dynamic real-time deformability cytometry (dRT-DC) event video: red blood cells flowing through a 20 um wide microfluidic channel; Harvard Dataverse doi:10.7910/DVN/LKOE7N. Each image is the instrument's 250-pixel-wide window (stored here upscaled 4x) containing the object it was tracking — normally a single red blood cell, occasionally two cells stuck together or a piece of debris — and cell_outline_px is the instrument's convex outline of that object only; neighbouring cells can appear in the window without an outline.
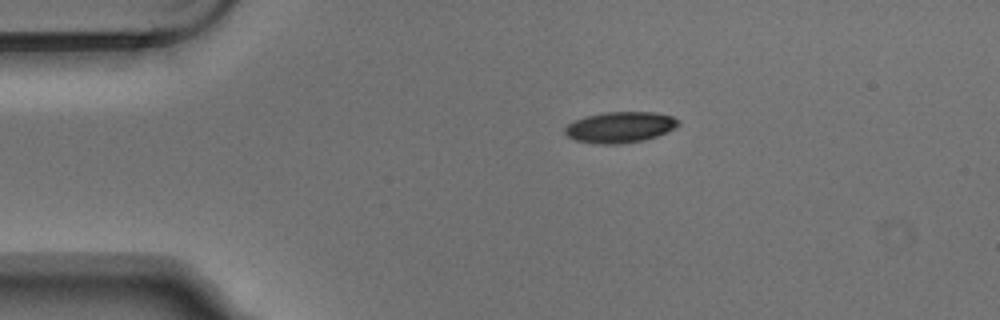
{"species": "Egyptian fruit bat (a non-hibernating species)", "species_latin": "Rousettus aegyptiacus", "temperature_condition": "warm", "stored_images_in_passage": 3, "camera_frame_rate_fps": 3000, "um_per_image_px": 0.085, "animal": {"sex": "male"}, "frame": {"image": 1, "passage_image": 1, "time_ms": 0.0, "image_size_px": [1000, 320], "cell_outline_px": [[680, 124], [668, 132], [644, 140], [620, 144], [600, 144], [576, 140], [568, 136], [564, 132], [564, 128], [568, 124], [576, 120], [588, 116], [604, 112], [652, 112], [672, 116], [680, 120]], "centroid_in_image_um": [52.73, 10.81], "position_along_channel_um": 32.3, "area_um2": 20.35}}
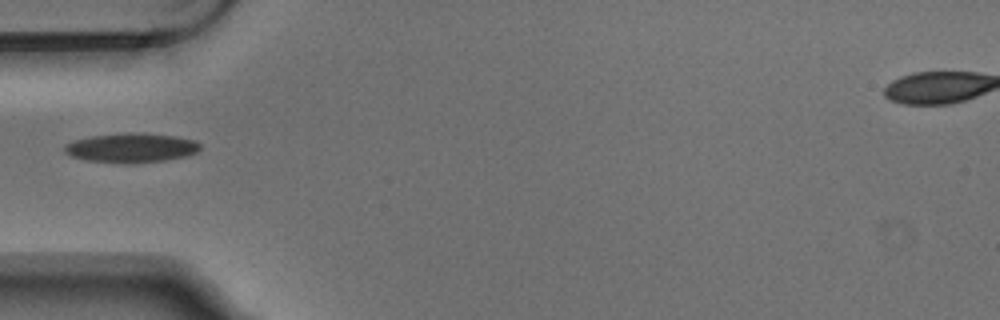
{"frame": {"image": 2, "passage_image": 3, "time_ms": 0.667, "image_size_px": [1000, 320], "cell_outline_px": [[200, 148], [196, 152], [184, 156], [164, 160], [132, 164], [120, 164], [88, 160], [68, 156], [64, 152], [64, 144], [76, 140], [92, 136], [176, 136], [196, 140], [200, 144]], "centroid_in_image_um": [11.12, 12.64], "position_along_channel_um": 73.9, "area_um2": 22.08}}